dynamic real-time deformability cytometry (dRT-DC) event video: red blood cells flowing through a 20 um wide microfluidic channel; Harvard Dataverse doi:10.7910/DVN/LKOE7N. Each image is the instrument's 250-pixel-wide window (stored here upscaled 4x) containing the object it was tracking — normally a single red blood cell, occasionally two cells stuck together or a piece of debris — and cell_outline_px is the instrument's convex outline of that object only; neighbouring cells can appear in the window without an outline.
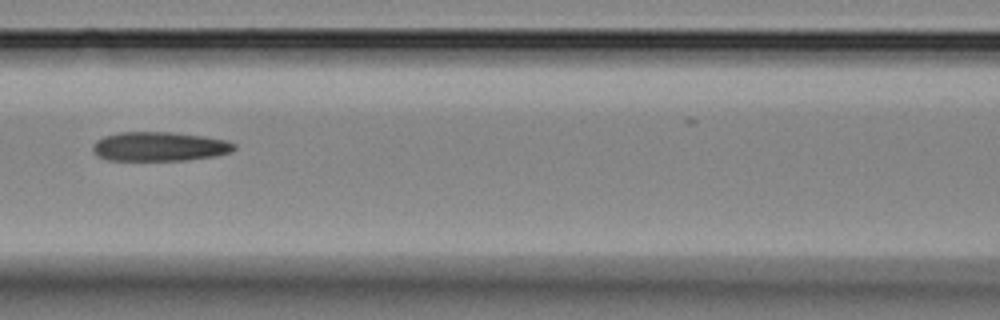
{"species": "Egyptian fruit bat (a non-hibernating species)", "species_latin": "Rousettus aegyptiacus", "temperature_condition": "room temperature", "stored_images_in_passage": 6, "camera_frame_rate_fps": 3000, "um_per_image_px": 0.085, "animal": {"sex": "female"}, "frame": {"image": 1, "passage_image": 3, "time_ms": 2.333, "image_size_px": [1000, 320], "cell_outline_px": [[236, 148], [232, 152], [216, 156], [188, 160], [108, 160], [96, 156], [92, 152], [92, 144], [96, 140], [104, 136], [120, 132], [172, 132], [204, 136], [228, 140], [236, 144]], "centroid_in_image_um": [13.56, 12.45], "position_along_channel_um": 153.0, "area_um2": 24.45}}
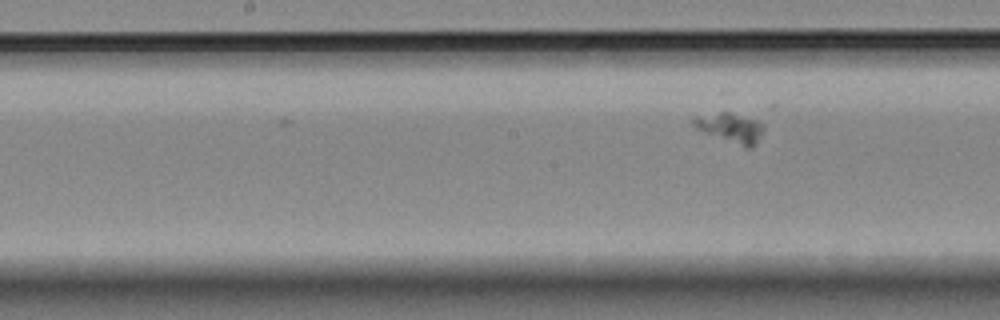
{"frame": {"image": 2, "passage_image": 6, "time_ms": 5.667, "image_size_px": [1000, 320], "cell_outline_px": [[776, 108], [756, 144], [752, 148], [744, 148], [704, 132], [696, 128], [692, 124], [692, 116], [772, 104], [776, 104]], "centroid_in_image_um": [62.61, 10.58], "position_along_channel_um": 185.6, "area_um2": 16.01}}